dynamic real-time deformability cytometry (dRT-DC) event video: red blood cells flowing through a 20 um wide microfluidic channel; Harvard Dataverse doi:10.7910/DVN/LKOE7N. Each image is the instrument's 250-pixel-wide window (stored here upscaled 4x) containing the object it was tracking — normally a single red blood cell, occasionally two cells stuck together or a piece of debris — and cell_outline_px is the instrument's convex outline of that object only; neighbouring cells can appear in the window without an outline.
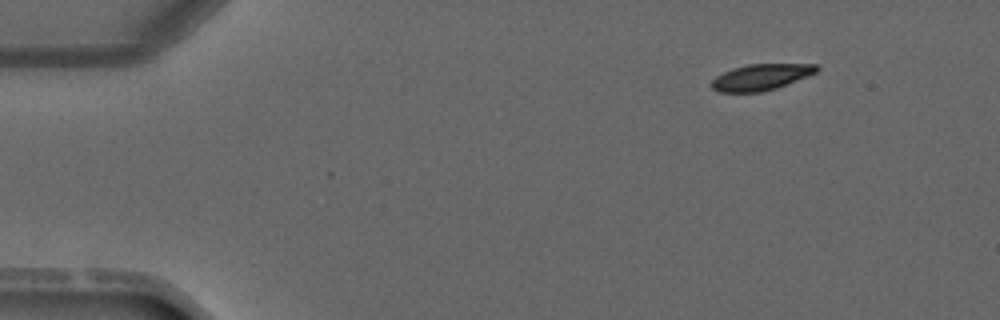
{"species": "common noctule bat (a hibernating species)", "species_latin": "Nyctalus noctula", "temperature_condition": "warm", "stored_images_in_passage": 3, "camera_frame_rate_fps": 3000, "um_per_image_px": 0.085, "animal": {"sex": "male", "forearm_length_mm": 52.5}, "frame": {"image": 1, "passage_image": 1, "time_ms": 0.0, "image_size_px": [1000, 320], "cell_outline_px": [[820, 68], [816, 72], [808, 76], [776, 88], [760, 92], [720, 92], [712, 88], [712, 80], [716, 76], [732, 68], [748, 64], [816, 64]], "centroid_in_image_um": [64.69, 6.55], "position_along_channel_um": 20.3, "area_um2": 15.9}}